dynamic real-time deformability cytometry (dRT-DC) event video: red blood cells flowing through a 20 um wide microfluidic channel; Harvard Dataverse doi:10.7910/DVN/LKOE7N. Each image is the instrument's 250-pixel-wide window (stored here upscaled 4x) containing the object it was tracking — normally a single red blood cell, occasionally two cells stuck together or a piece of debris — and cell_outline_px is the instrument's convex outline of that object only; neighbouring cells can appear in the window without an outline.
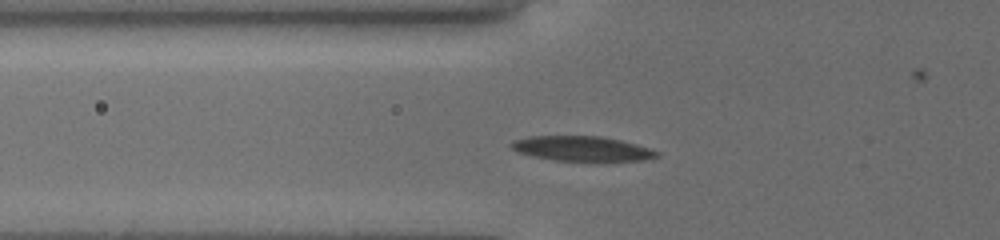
{"species": "common noctule bat (a hibernating species)", "species_latin": "Nyctalus noctula", "temperature_condition": "cold", "stored_images_in_passage": 41, "camera_frame_rate_fps": 3000, "um_per_image_px": 0.085, "animal": {"sex": "female", "body_mass_g": 19.5, "forearm_length_mm": 54.1}, "frame": {"image": 1, "passage_image": 7, "time_ms": 3.333, "image_size_px": [1000, 240], "cell_outline_px": [[660, 156], [644, 160], [552, 160], [532, 156], [516, 152], [508, 144], [512, 140], [532, 136], [600, 136], [620, 140], [636, 144], [660, 152]], "centroid_in_image_um": [49.42, 12.62], "position_along_channel_um": 76.4, "area_um2": 20.92}}
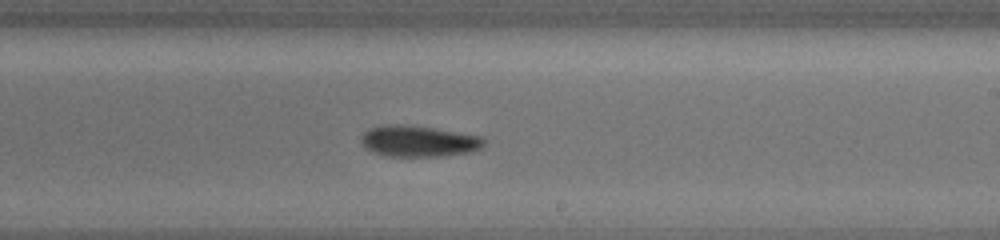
{"frame": {"image": 2, "passage_image": 19, "time_ms": 8.0, "image_size_px": [1000, 240], "cell_outline_px": [[484, 144], [480, 148], [472, 152], [448, 156], [384, 156], [372, 152], [364, 148], [360, 140], [360, 136], [368, 128], [388, 124], [404, 124], [432, 128], [480, 136], [484, 140]], "centroid_in_image_um": [35.52, 12.01], "position_along_channel_um": 253.5, "area_um2": 22.48}}
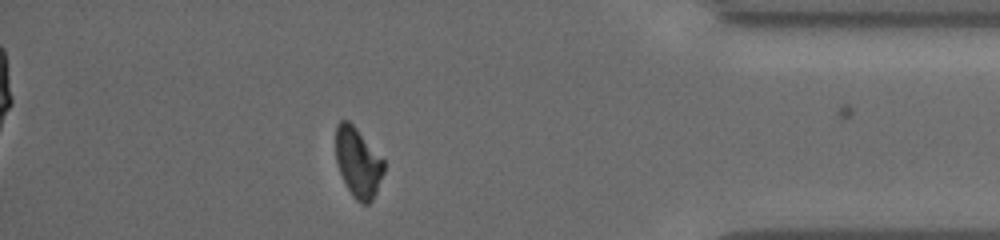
{"frame": {"image": 3, "passage_image": 35, "time_ms": 12.667, "image_size_px": [1000, 240], "cell_outline_px": [[384, 172], [376, 192], [372, 200], [368, 204], [360, 204], [352, 196], [340, 172], [336, 160], [336, 124], [340, 120], [348, 120], [356, 128], [384, 160]], "centroid_in_image_um": [30.43, 13.82], "position_along_channel_um": 404.8, "area_um2": 19.36}, "authors_computed_cell_mechanics": {"area_um2": 21.2126, "velocity_mm_per_s": 3.8168, "shape_relaxation_time_tau1_ms": 4.0598, "shape_relaxation_time_tau2_ms": null, "deformation_change_tau1": 0.1403, "deformation_change_tau2": null}}